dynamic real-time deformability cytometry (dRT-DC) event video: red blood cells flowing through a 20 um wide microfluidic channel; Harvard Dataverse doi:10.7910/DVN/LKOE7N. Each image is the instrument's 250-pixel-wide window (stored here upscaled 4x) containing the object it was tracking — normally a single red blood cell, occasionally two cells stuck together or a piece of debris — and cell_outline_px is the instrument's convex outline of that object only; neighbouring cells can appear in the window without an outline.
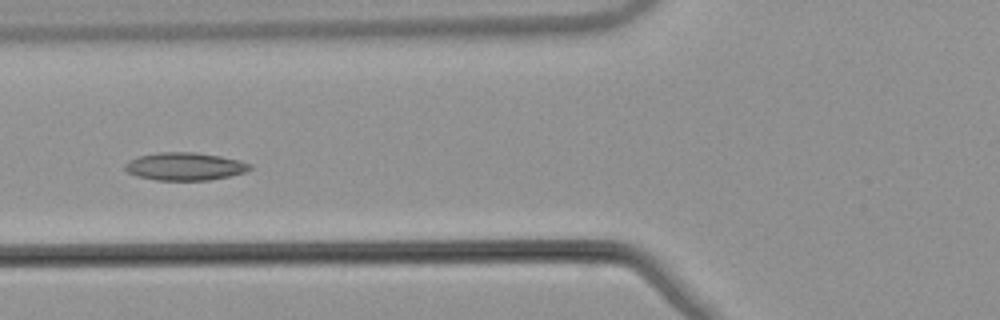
{"species": "common noctule bat (a hibernating species)", "species_latin": "Nyctalus noctula", "temperature_condition": "warm", "stored_images_in_passage": 47, "camera_frame_rate_fps": 3000, "um_per_image_px": 0.085, "animal": {"sex": "male", "body_mass_g": 21.5, "forearm_length_mm": 52.0}, "frame": {"image": 1, "passage_image": 21, "time_ms": 6.667, "image_size_px": [1000, 320], "cell_outline_px": [[252, 168], [244, 172], [228, 176], [208, 180], [156, 180], [136, 176], [128, 172], [124, 168], [124, 164], [128, 160], [140, 156], [156, 152], [196, 152], [220, 156], [240, 160], [252, 164]], "centroid_in_image_um": [15.7, 14.14], "position_along_channel_um": 110.1, "area_um2": 20.29}}
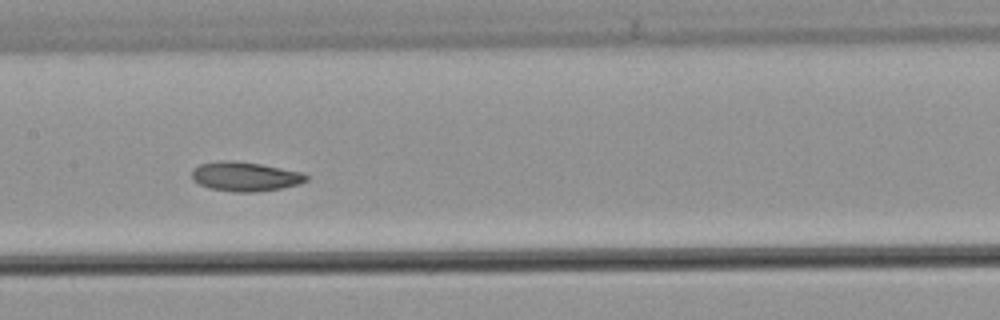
{"frame": {"image": 2, "passage_image": 27, "time_ms": 8.667, "image_size_px": [1000, 320], "cell_outline_px": [[308, 180], [300, 184], [280, 188], [252, 192], [232, 192], [208, 188], [200, 184], [192, 176], [192, 172], [200, 164], [224, 160], [232, 160], [260, 164], [304, 172], [308, 176]], "centroid_in_image_um": [20.88, 15.0], "position_along_channel_um": 186.5, "area_um2": 19.42}, "authors_computed_cell_mechanics": {"area_um2": 19.652, "velocity_mm_per_s": 3.8344, "shape_relaxation_time_tau1_ms": 5.701, "shape_relaxation_time_tau2_ms": 3.8583, "deformation_change_tau1": 0.1064, "deformation_change_tau2": 0.084}}